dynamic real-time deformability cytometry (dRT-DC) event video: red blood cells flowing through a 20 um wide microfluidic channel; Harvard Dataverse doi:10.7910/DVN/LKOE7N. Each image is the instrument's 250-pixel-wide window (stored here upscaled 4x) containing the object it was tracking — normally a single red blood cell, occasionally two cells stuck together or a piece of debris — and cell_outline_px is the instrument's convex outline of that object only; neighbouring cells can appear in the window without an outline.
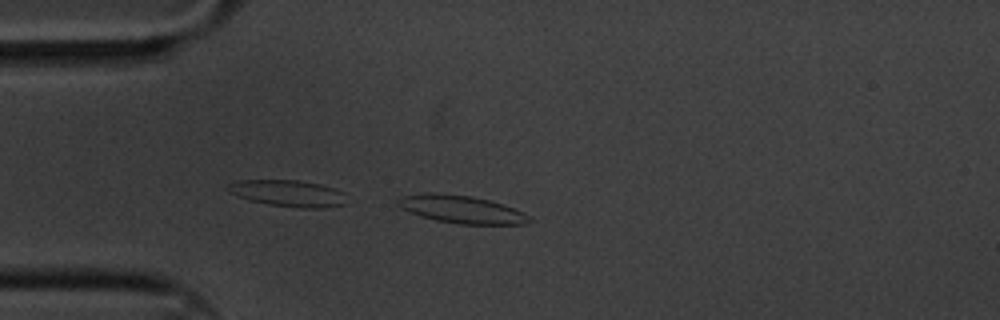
{"species": "common noctule bat (a hibernating species)", "species_latin": "Nyctalus noctula", "temperature_condition": "cold", "stored_images_in_passage": 7, "camera_frame_rate_fps": 3000, "um_per_image_px": 0.085, "animal": {"sex": "male", "body_mass_g": 20.1, "forearm_length_mm": 53.5}, "frame": {"image": 1, "passage_image": 4, "time_ms": 1.0, "image_size_px": [1000, 320], "cell_outline_px": [[536, 220], [524, 224], [460, 224], [436, 220], [420, 216], [400, 208], [396, 204], [396, 200], [400, 196], [472, 196], [488, 200], [524, 212]], "centroid_in_image_um": [39.33, 17.86], "position_along_channel_um": 45.7, "area_um2": 20.23}}
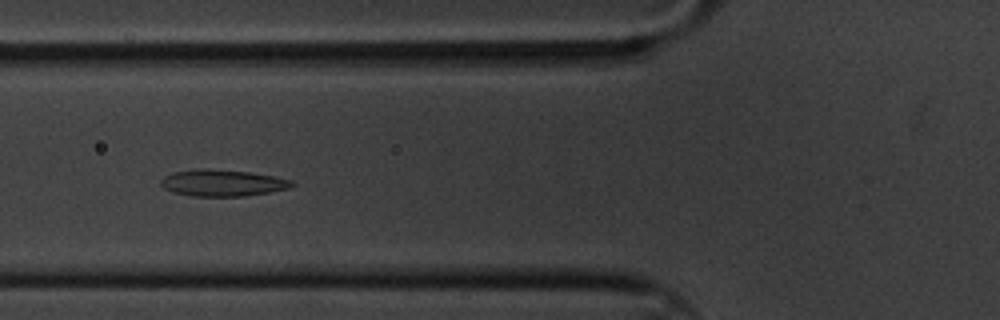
{"frame": {"image": 2, "passage_image": 6, "time_ms": 1.667, "image_size_px": [1000, 320], "cell_outline_px": [[296, 184], [292, 188], [244, 196], [192, 196], [172, 192], [164, 188], [160, 184], [160, 180], [164, 176], [172, 172], [204, 168], [248, 172], [276, 176], [292, 180]], "centroid_in_image_um": [18.93, 15.55], "position_along_channel_um": 106.9, "area_um2": 20.4}}
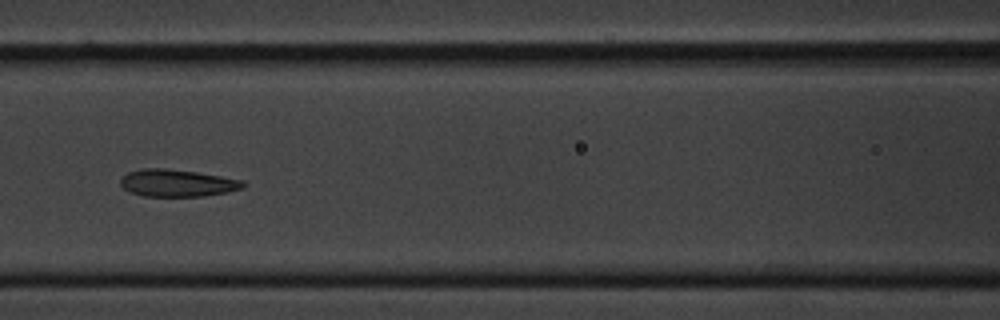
{"frame": {"image": 3, "passage_image": 7, "time_ms": 2.0, "image_size_px": [1000, 320], "cell_outline_px": [[248, 184], [244, 188], [228, 192], [204, 196], [144, 196], [132, 192], [124, 188], [120, 184], [120, 180], [128, 172], [140, 168], [168, 168], [196, 172], [244, 180]], "centroid_in_image_um": [15.11, 15.55], "position_along_channel_um": 151.5, "area_um2": 19.54}}